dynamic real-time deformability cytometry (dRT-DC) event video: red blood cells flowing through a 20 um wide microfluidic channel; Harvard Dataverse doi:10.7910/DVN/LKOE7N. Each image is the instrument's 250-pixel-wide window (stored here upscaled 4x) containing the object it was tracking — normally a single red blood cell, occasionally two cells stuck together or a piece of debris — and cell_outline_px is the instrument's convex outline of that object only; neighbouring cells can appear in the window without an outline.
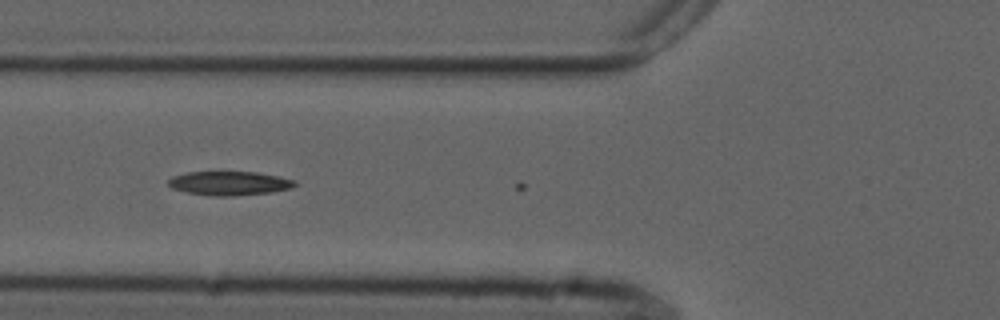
{"species": "common noctule bat (a hibernating species)", "species_latin": "Nyctalus noctula", "temperature_condition": "cold", "stored_images_in_passage": 5, "camera_frame_rate_fps": 3000, "um_per_image_px": 0.085, "animal": {"sex": "male", "forearm_length_mm": 52.5}, "frame": {"image": 1, "passage_image": 3, "time_ms": 0.667, "image_size_px": [1000, 320], "cell_outline_px": [[300, 184], [292, 188], [272, 192], [232, 196], [212, 196], [188, 192], [172, 188], [168, 184], [168, 180], [172, 176], [184, 172], [260, 172], [280, 176], [296, 180]], "centroid_in_image_um": [19.56, 15.57], "position_along_channel_um": 106.2, "area_um2": 17.92}}